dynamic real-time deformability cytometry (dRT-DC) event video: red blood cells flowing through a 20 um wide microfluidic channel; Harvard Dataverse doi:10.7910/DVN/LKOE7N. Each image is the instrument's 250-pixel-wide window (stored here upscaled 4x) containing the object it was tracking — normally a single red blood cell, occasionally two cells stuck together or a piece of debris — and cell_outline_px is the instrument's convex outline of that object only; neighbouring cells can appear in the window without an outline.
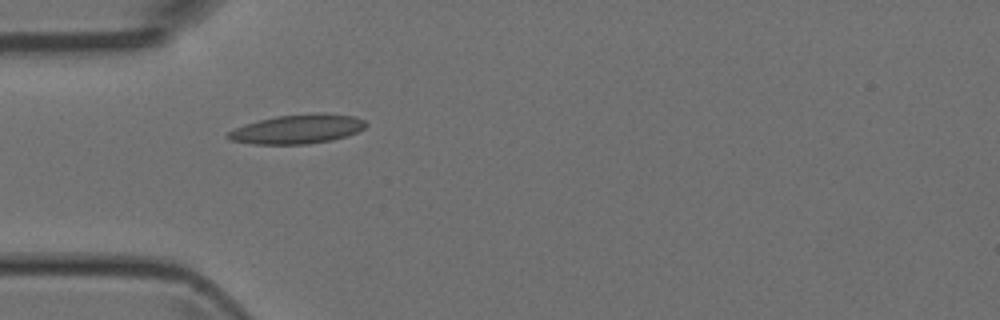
{"species": "Egyptian fruit bat (a non-hibernating species)", "species_latin": "Rousettus aegyptiacus", "temperature_condition": "room temperature", "stored_images_in_passage": 5, "camera_frame_rate_fps": 3000, "um_per_image_px": 0.085, "animal": {"sex": "female"}, "frame": {"image": 1, "passage_image": 4, "time_ms": 4.333, "image_size_px": [1000, 320], "cell_outline_px": [[368, 124], [364, 128], [348, 136], [332, 140], [308, 144], [252, 144], [232, 140], [224, 136], [228, 132], [244, 124], [276, 116], [316, 112], [324, 112], [356, 116], [364, 120]], "centroid_in_image_um": [25.32, 10.96], "position_along_channel_um": 59.7, "area_um2": 23.7}}
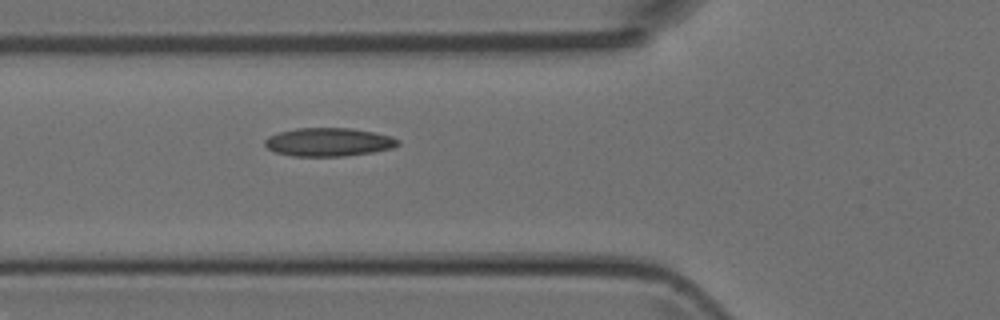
{"frame": {"image": 2, "passage_image": 5, "time_ms": 5.333, "image_size_px": [1000, 320], "cell_outline_px": [[400, 144], [392, 148], [372, 152], [344, 156], [292, 156], [276, 152], [268, 148], [264, 144], [264, 140], [268, 136], [280, 132], [296, 128], [352, 128], [392, 136], [400, 140]], "centroid_in_image_um": [27.94, 12.07], "position_along_channel_um": 97.9, "area_um2": 22.02}}